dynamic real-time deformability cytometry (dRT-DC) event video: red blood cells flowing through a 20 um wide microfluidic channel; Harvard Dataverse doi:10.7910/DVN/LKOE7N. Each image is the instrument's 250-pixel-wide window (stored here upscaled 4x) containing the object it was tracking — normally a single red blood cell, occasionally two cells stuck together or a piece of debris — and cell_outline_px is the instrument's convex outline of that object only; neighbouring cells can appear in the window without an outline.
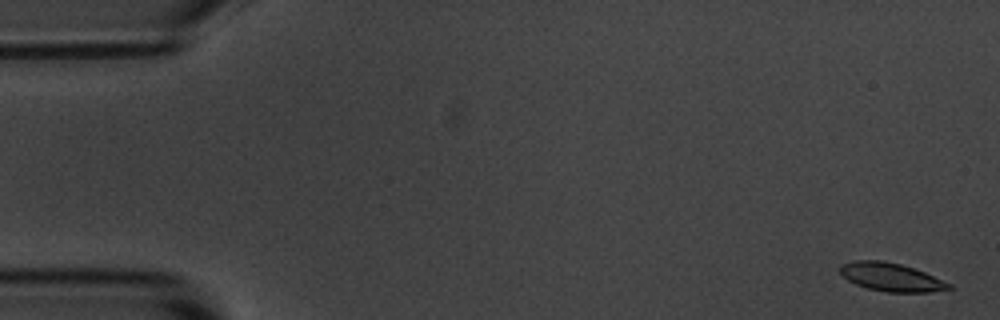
{"species": "common noctule bat (a hibernating species)", "species_latin": "Nyctalus noctula", "temperature_condition": "room temperature", "stored_images_in_passage": 5, "camera_frame_rate_fps": 3000, "um_per_image_px": 0.085, "animal": {"sex": "male", "body_mass_g": 20.1, "forearm_length_mm": 53.5}, "frame": {"image": 1, "passage_image": 1, "time_ms": 0.0, "image_size_px": [1000, 320], "cell_outline_px": [[952, 288], [928, 292], [888, 292], [868, 288], [856, 284], [848, 280], [840, 272], [840, 264], [856, 260], [880, 260], [900, 264], [924, 272], [952, 284]], "centroid_in_image_um": [75.73, 23.55], "position_along_channel_um": 9.3, "area_um2": 17.69}}
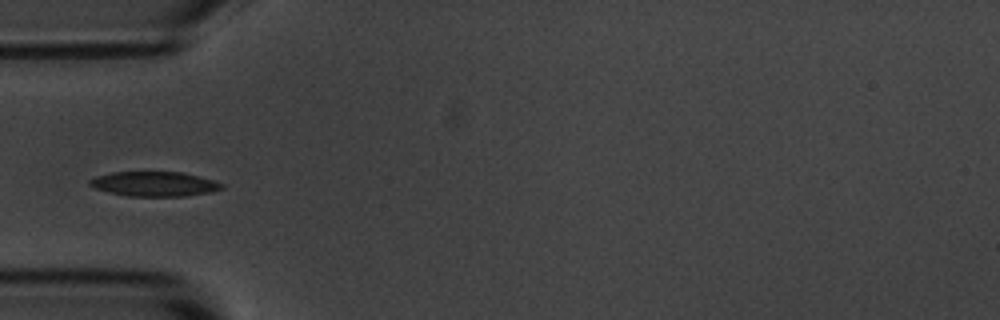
{"frame": {"image": 2, "passage_image": 5, "time_ms": 5.333, "image_size_px": [1000, 320], "cell_outline_px": [[224, 188], [208, 192], [188, 196], [128, 196], [108, 192], [96, 188], [88, 184], [88, 180], [96, 176], [112, 172], [184, 172], [212, 180], [224, 184]], "centroid_in_image_um": [13.1, 15.63], "position_along_channel_um": 71.9, "area_um2": 18.96}}